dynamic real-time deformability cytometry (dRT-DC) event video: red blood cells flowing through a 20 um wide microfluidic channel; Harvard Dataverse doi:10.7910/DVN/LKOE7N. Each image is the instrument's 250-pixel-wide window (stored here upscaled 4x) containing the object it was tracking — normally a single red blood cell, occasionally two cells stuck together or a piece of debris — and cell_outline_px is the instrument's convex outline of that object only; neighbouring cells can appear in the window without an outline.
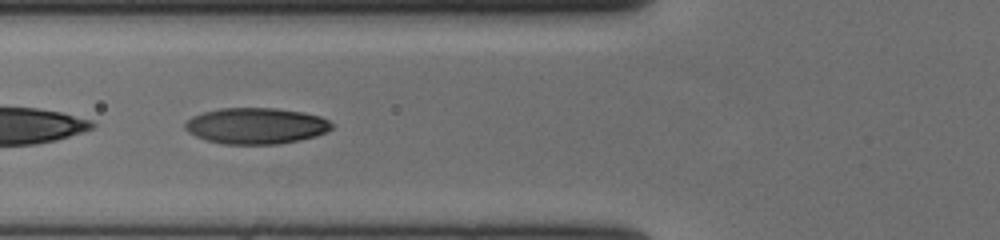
{"species": "human", "species_latin": "Homo sapiens", "temperature_condition": "cold", "stored_images_in_passage": 55, "segment_of_instrument_passage": [2, 2], "camera_frame_rate_fps": 3000, "um_per_image_px": 0.085, "donor": {"sex": "female"}, "frame": {"image": 1, "passage_image": 23, "time_ms": 7.333, "image_size_px": [1000, 240], "cell_outline_px": [[332, 124], [324, 132], [312, 136], [292, 140], [268, 144], [232, 144], [212, 140], [200, 136], [192, 132], [188, 128], [188, 120], [196, 116], [208, 112], [228, 108], [268, 108], [296, 112], [316, 116]], "centroid_in_image_um": [21.77, 10.69], "position_along_channel_um": 104.0, "area_um2": 28.61}}
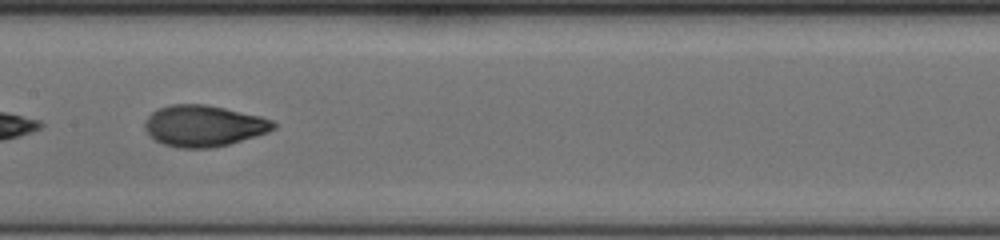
{"frame": {"image": 2, "passage_image": 30, "time_ms": 9.667, "image_size_px": [1000, 240], "cell_outline_px": [[276, 124], [272, 128], [264, 132], [224, 144], [168, 144], [156, 140], [152, 136], [148, 128], [148, 120], [160, 108], [180, 104], [196, 104], [220, 108], [256, 116], [268, 120]], "centroid_in_image_um": [17.33, 10.63], "position_along_channel_um": 190.1, "area_um2": 27.4}}
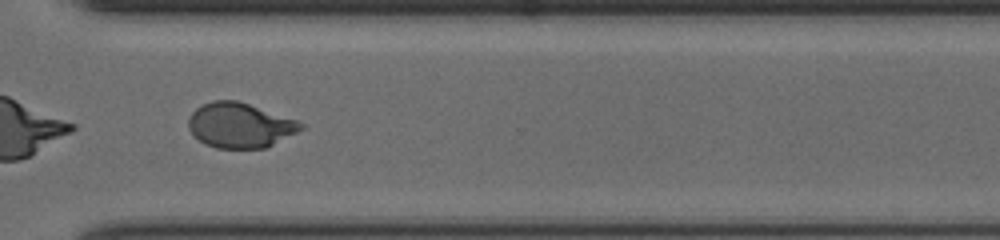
{"frame": {"image": 3, "passage_image": 43, "time_ms": 14.0, "image_size_px": [1000, 240], "cell_outline_px": [[300, 128], [264, 148], [220, 148], [208, 144], [200, 140], [192, 132], [188, 124], [196, 108], [204, 104], [216, 100], [232, 100], [248, 104], [292, 120], [300, 124]], "centroid_in_image_um": [20.3, 10.65], "position_along_channel_um": 350.3, "area_um2": 27.69}}